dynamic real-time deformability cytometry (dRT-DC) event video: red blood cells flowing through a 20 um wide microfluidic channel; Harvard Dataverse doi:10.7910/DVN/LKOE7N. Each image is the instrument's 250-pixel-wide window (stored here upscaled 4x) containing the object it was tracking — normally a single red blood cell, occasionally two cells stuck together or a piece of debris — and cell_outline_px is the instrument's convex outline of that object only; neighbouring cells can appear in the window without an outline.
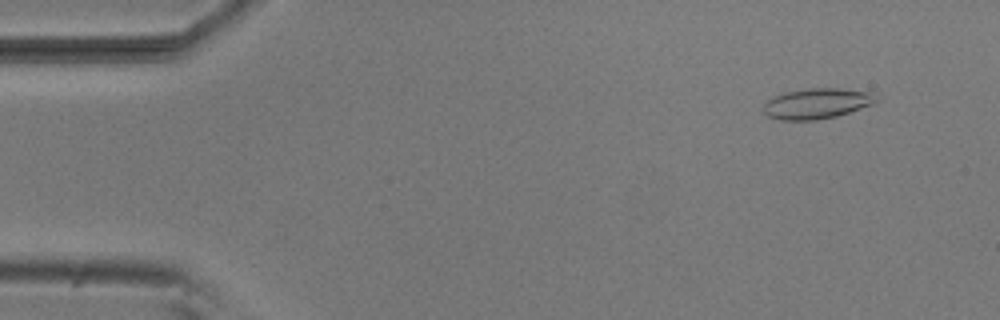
{"species": "common noctule bat (a hibernating species)", "species_latin": "Nyctalus noctula", "temperature_condition": "room temperature", "stored_images_in_passage": 54, "camera_frame_rate_fps": 3000, "um_per_image_px": 0.085, "animal": {"sex": "male", "body_mass_g": 20.5, "forearm_length_mm": 52.5}, "frame": {"image": 1, "passage_image": 5, "time_ms": 1.333, "image_size_px": [1000, 320], "cell_outline_px": [[876, 100], [872, 104], [836, 116], [816, 120], [780, 120], [768, 116], [764, 112], [764, 104], [768, 100], [784, 92], [808, 88], [840, 88], [872, 92]], "centroid_in_image_um": [69.4, 8.79], "position_along_channel_um": 15.6, "area_um2": 19.77}}
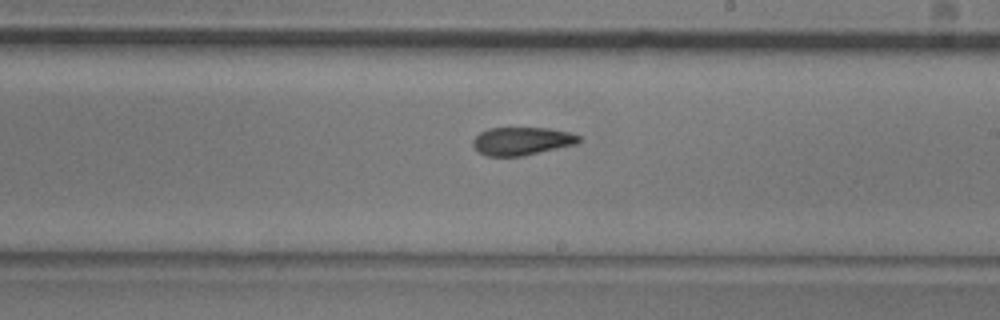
{"frame": {"image": 2, "passage_image": 31, "time_ms": 10.0, "image_size_px": [1000, 320], "cell_outline_px": [[580, 140], [576, 144], [524, 156], [484, 156], [472, 144], [472, 140], [480, 132], [488, 128], [548, 128], [568, 132], [580, 136]], "centroid_in_image_um": [44.34, 11.99], "position_along_channel_um": 244.7, "area_um2": 17.28}}
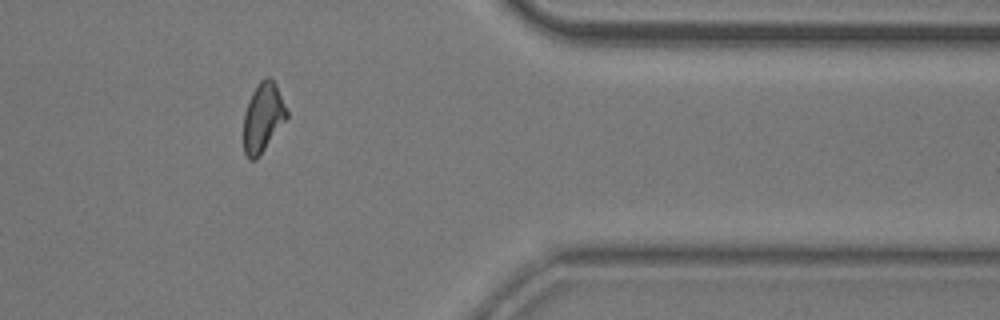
{"frame": {"image": 3, "passage_image": 44, "time_ms": 14.333, "image_size_px": [1000, 320], "cell_outline_px": [[288, 116], [260, 156], [256, 160], [248, 160], [244, 152], [244, 112], [248, 100], [252, 92], [260, 80], [264, 76], [268, 76], [276, 84], [288, 112]], "centroid_in_image_um": [22.34, 9.99], "position_along_channel_um": 389.1, "area_um2": 17.46}, "authors_computed_cell_mechanics": {"area_um2": 18.1492, "velocity_mm_per_s": 3.7827, "shape_relaxation_time_tau1_ms": 6.5396, "shape_relaxation_time_tau2_ms": 3.9684, "deformation_change_tau1": 0.1765, "deformation_change_tau2": 0.1189}}